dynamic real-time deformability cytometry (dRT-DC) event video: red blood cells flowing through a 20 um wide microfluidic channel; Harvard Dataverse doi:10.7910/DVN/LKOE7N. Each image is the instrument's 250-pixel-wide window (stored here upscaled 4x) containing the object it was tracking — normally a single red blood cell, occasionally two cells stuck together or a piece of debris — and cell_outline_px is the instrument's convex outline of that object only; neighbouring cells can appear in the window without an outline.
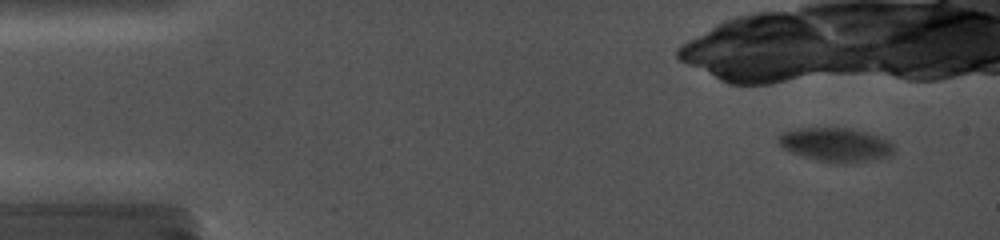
{"species": "common noctule bat (a hibernating species)", "species_latin": "Nyctalus noctula", "temperature_condition": "cold", "stored_images_in_passage": 5, "camera_frame_rate_fps": 5000, "um_per_image_px": 0.085, "animal": {"sex": "female", "body_mass_g": 19.0, "forearm_length_mm": 56.7}, "frame": {"image": 1, "passage_image": 1, "time_ms": 0.0, "image_size_px": [1000, 240], "cell_outline_px": [[892, 156], [864, 160], [820, 160], [804, 156], [792, 152], [784, 148], [780, 144], [780, 136], [784, 132], [800, 128], [848, 128], [864, 132], [888, 140], [892, 144]], "centroid_in_image_um": [71.03, 12.25], "position_along_channel_um": 14.0, "area_um2": 21.33}}